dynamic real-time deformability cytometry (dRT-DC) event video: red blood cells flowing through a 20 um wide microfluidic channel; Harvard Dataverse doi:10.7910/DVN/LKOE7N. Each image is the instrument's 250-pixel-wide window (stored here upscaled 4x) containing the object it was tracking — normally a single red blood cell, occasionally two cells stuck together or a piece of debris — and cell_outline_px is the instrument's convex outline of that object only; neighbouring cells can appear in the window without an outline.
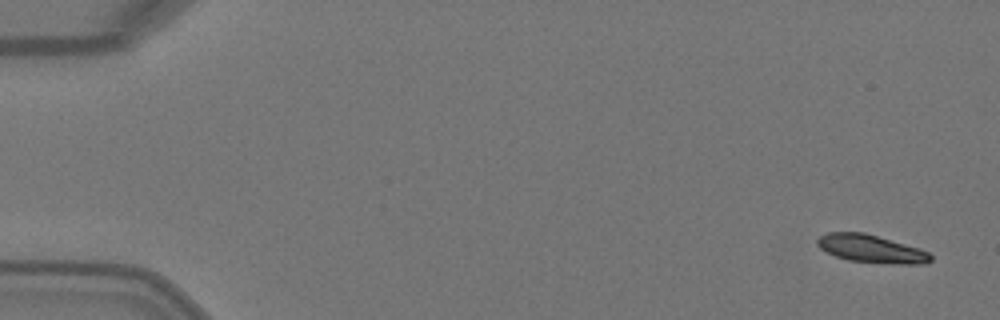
{"species": "Egyptian fruit bat (a non-hibernating species)", "species_latin": "Rousettus aegyptiacus", "temperature_condition": "warm", "stored_images_in_passage": 4, "camera_frame_rate_fps": 3000, "um_per_image_px": 0.085, "animal": {"sex": "female"}, "frame": {"image": 1, "passage_image": 1, "time_ms": 0.0, "image_size_px": [1000, 320], "cell_outline_px": [[932, 260], [928, 264], [892, 264], [848, 260], [836, 256], [820, 248], [816, 244], [816, 240], [820, 236], [828, 232], [864, 232], [920, 248], [928, 252], [932, 256]], "centroid_in_image_um": [74.08, 21.15], "position_along_channel_um": 10.9, "area_um2": 18.5}}
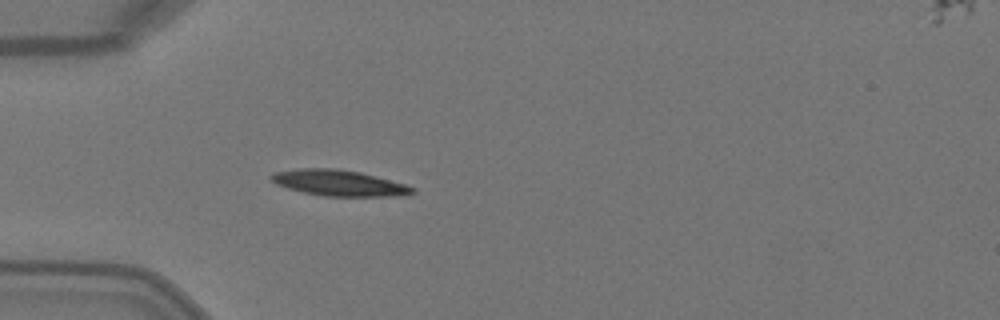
{"frame": {"image": 2, "passage_image": 4, "time_ms": 1.0, "image_size_px": [1000, 320], "cell_outline_px": [[416, 192], [408, 196], [324, 196], [304, 192], [288, 188], [276, 184], [268, 180], [268, 176], [276, 172], [300, 168], [336, 168], [360, 172], [404, 184], [416, 188]], "centroid_in_image_um": [28.82, 15.55], "position_along_channel_um": 56.2, "area_um2": 21.39}}